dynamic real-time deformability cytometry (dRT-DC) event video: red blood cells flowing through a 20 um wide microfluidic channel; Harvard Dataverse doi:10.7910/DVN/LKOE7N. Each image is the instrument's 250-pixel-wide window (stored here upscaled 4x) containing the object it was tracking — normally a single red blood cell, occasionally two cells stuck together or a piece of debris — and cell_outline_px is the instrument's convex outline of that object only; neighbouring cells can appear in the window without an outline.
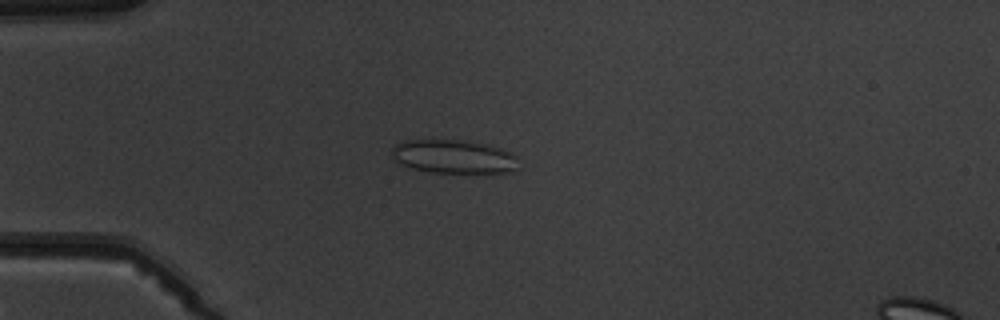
{"species": "common noctule bat (a hibernating species)", "species_latin": "Nyctalus noctula", "temperature_condition": "warm", "stored_images_in_passage": 8, "camera_frame_rate_fps": 3000, "um_per_image_px": 0.085, "animal": {"sex": "male", "body_mass_g": 19.5, "forearm_length_mm": 54.6}, "frame": {"image": 1, "passage_image": 4, "time_ms": 4.333, "image_size_px": [1000, 320], "cell_outline_px": [[516, 168], [512, 172], [428, 172], [412, 168], [400, 164], [392, 156], [392, 148], [396, 144], [404, 140], [460, 140], [488, 144], [500, 148], [516, 156]], "centroid_in_image_um": [38.52, 13.3], "position_along_channel_um": 46.5, "area_um2": 24.57}}
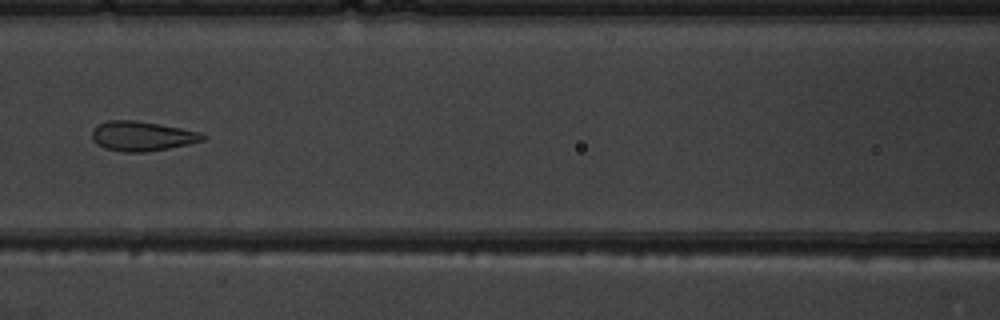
{"frame": {"image": 2, "passage_image": 7, "time_ms": 7.667, "image_size_px": [1000, 320], "cell_outline_px": [[208, 136], [204, 140], [188, 144], [168, 148], [144, 152], [124, 152], [104, 148], [96, 144], [92, 140], [92, 132], [100, 124], [108, 120], [132, 120], [180, 128], [200, 132]], "centroid_in_image_um": [12.07, 11.58], "position_along_channel_um": 154.5, "area_um2": 18.9}}
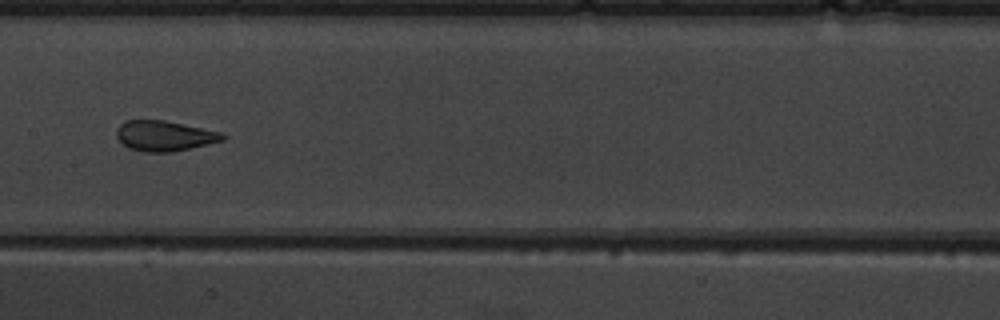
{"frame": {"image": 3, "passage_image": 8, "time_ms": 8.667, "image_size_px": [1000, 320], "cell_outline_px": [[228, 136], [224, 140], [172, 152], [144, 152], [128, 148], [116, 136], [116, 132], [120, 124], [124, 120], [164, 120], [220, 132]], "centroid_in_image_um": [13.96, 11.55], "position_along_channel_um": 193.4, "area_um2": 18.61}}